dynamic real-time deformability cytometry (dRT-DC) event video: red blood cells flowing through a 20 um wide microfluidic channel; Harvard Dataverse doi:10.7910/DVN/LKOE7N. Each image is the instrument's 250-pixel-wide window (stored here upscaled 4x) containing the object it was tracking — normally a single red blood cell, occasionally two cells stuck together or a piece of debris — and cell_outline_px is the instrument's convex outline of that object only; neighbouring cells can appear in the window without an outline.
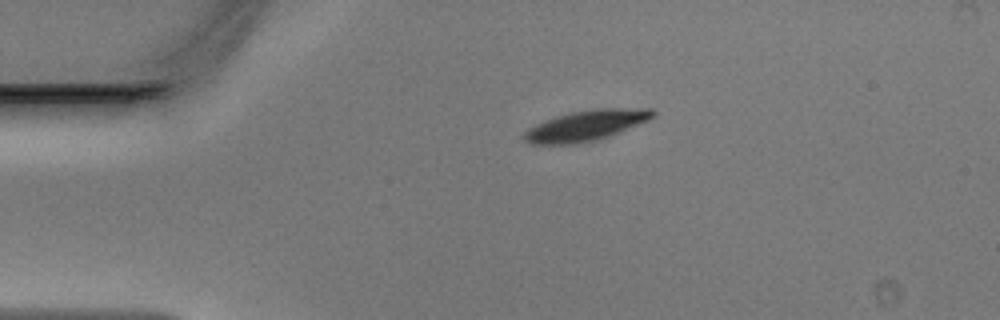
{"species": "Egyptian fruit bat (a non-hibernating species)", "species_latin": "Rousettus aegyptiacus", "temperature_condition": "warm", "stored_images_in_passage": 39, "camera_frame_rate_fps": 3000, "um_per_image_px": 0.085, "animal": {"sex": "male"}, "frame": {"image": 1, "passage_image": 1, "time_ms": 0.0, "image_size_px": [1000, 320], "cell_outline_px": [[656, 116], [648, 120], [608, 136], [596, 140], [576, 144], [532, 144], [524, 140], [524, 132], [528, 128], [544, 120], [556, 116], [572, 112], [596, 108], [652, 108], [656, 112]], "centroid_in_image_um": [49.82, 10.66], "position_along_channel_um": 35.2, "area_um2": 22.83}}
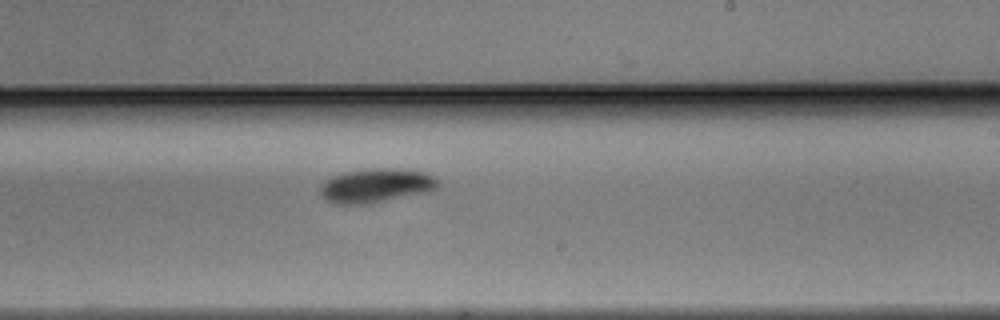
{"frame": {"image": 2, "passage_image": 20, "time_ms": 6.333, "image_size_px": [1000, 320], "cell_outline_px": [[436, 188], [428, 192], [368, 204], [332, 204], [324, 200], [320, 192], [320, 184], [332, 176], [344, 172], [372, 168], [404, 168], [428, 172], [436, 180]], "centroid_in_image_um": [31.93, 15.77], "position_along_channel_um": 257.1, "area_um2": 23.64}}
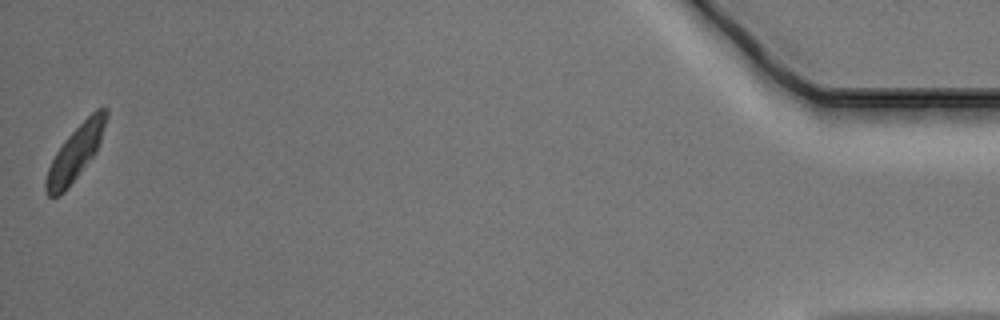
{"frame": {"image": 3, "passage_image": 39, "time_ms": 12.667, "image_size_px": [1000, 320], "cell_outline_px": [[108, 116], [96, 152], [68, 188], [60, 196], [48, 196], [44, 188], [44, 184], [48, 168], [56, 152], [64, 140], [96, 108], [104, 104], [108, 108]], "centroid_in_image_um": [6.42, 12.97], "position_along_channel_um": 428.8, "area_um2": 19.02}}